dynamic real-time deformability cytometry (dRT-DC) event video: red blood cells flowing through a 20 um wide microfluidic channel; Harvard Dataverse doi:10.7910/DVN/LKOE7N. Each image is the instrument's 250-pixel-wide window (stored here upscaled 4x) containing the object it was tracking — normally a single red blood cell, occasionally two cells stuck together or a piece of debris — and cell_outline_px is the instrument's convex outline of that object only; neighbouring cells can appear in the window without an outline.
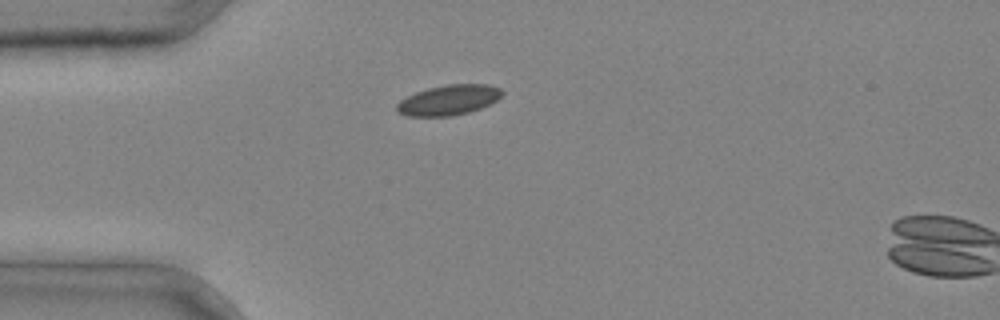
{"species": "common noctule bat (a hibernating species)", "species_latin": "Nyctalus noctula", "temperature_condition": "cold", "stored_images_in_passage": 2, "camera_frame_rate_fps": 3000, "um_per_image_px": 0.085, "animal": {"sex": "male", "body_mass_g": 20.4}, "frame": {"image": 1, "passage_image": 1, "time_ms": 0.0, "image_size_px": [1000, 320], "cell_outline_px": [[504, 92], [496, 100], [480, 108], [468, 112], [452, 116], [408, 116], [400, 112], [396, 108], [396, 104], [400, 100], [416, 92], [428, 88], [448, 84], [488, 84], [500, 88]], "centroid_in_image_um": [38.14, 8.49], "position_along_channel_um": 46.9, "area_um2": 18.32}}